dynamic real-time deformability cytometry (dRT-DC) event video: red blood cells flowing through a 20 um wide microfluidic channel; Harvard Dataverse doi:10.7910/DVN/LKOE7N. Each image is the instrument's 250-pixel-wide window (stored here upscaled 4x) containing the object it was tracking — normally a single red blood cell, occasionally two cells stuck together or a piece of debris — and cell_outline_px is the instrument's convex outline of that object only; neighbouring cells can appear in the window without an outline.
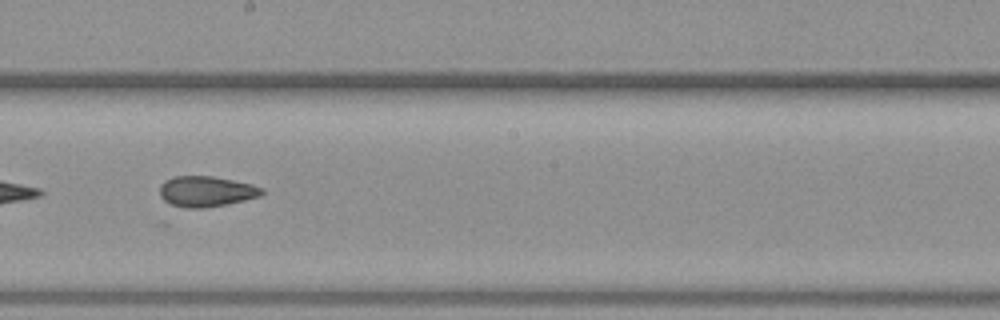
{"species": "common noctule bat (a hibernating species)", "species_latin": "Nyctalus noctula", "temperature_condition": "warm", "stored_images_in_passage": 44, "camera_frame_rate_fps": 3000, "um_per_image_px": 0.085, "animal": {"sex": "female", "body_mass_g": 19.3, "forearm_length_mm": 54.1}, "frame": {"image": 1, "passage_image": 27, "time_ms": 8.667, "image_size_px": [1000, 320], "cell_outline_px": [[264, 192], [260, 196], [228, 204], [204, 208], [188, 208], [172, 204], [164, 200], [160, 196], [160, 184], [164, 180], [172, 176], [212, 176], [252, 184], [264, 188]], "centroid_in_image_um": [17.53, 16.26], "position_along_channel_um": 230.7, "area_um2": 18.26}}
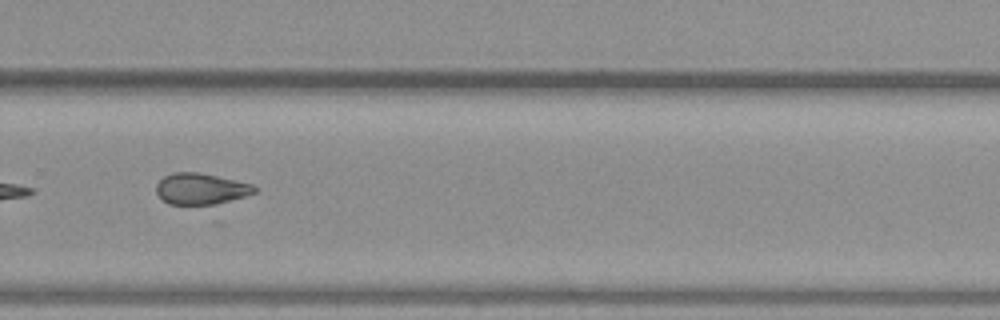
{"frame": {"image": 2, "passage_image": 33, "time_ms": 10.667, "image_size_px": [1000, 320], "cell_outline_px": [[260, 188], [256, 192], [208, 208], [168, 204], [156, 192], [156, 184], [164, 176], [176, 172], [200, 172], [252, 184]], "centroid_in_image_um": [17.09, 16.1], "position_along_channel_um": 312.7, "area_um2": 18.61}}
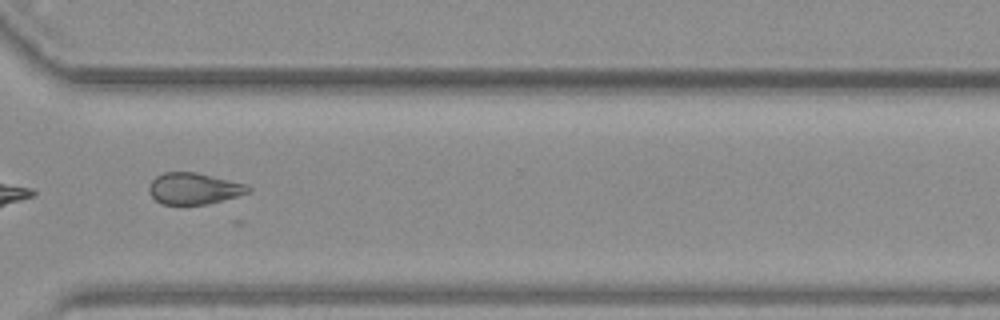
{"frame": {"image": 3, "passage_image": 36, "time_ms": 11.667, "image_size_px": [1000, 320], "cell_outline_px": [[252, 188], [248, 192], [236, 196], [208, 204], [160, 204], [148, 192], [148, 188], [152, 180], [156, 176], [164, 172], [196, 172], [248, 184]], "centroid_in_image_um": [16.47, 16.02], "position_along_channel_um": 354.1, "area_um2": 18.15}, "authors_computed_cell_mechanics": {"area_um2": 18.7272, "velocity_mm_per_s": 4.0996, "shape_relaxation_time_tau1_ms": null, "shape_relaxation_time_tau2_ms": 4.5803, "deformation_change_tau1": null, "deformation_change_tau2": 0.1068}}